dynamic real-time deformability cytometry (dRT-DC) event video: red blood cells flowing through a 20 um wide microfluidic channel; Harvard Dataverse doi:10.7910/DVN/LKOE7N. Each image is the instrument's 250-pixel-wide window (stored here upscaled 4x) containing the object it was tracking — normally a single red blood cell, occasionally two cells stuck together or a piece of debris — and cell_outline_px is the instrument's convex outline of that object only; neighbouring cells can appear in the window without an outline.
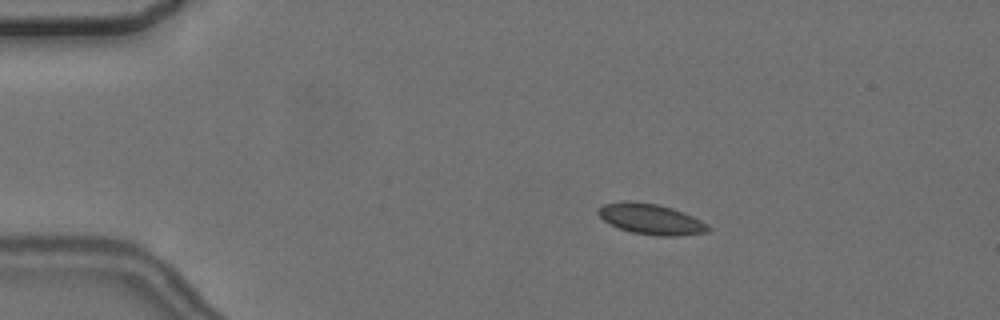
{"species": "common noctule bat (a hibernating species)", "species_latin": "Nyctalus noctula", "temperature_condition": "cold", "stored_images_in_passage": 5, "camera_frame_rate_fps": 3000, "um_per_image_px": 0.085, "animal": {"sex": "female", "body_mass_g": 24.6, "forearm_length_mm": 56.2}, "frame": {"image": 1, "passage_image": 3, "time_ms": 3.0, "image_size_px": [1000, 320], "cell_outline_px": [[712, 228], [708, 232], [680, 236], [656, 236], [632, 232], [608, 224], [596, 212], [604, 204], [624, 200], [628, 200], [656, 204], [672, 208], [684, 212], [708, 224]], "centroid_in_image_um": [55.35, 18.63], "position_along_channel_um": 29.7, "area_um2": 19.71}}